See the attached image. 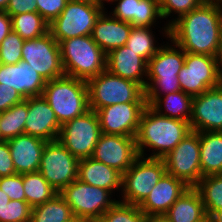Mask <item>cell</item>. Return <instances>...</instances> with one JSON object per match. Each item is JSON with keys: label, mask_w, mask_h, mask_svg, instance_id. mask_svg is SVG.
Instances as JSON below:
<instances>
[{"label": "cell", "mask_w": 222, "mask_h": 222, "mask_svg": "<svg viewBox=\"0 0 222 222\" xmlns=\"http://www.w3.org/2000/svg\"><path fill=\"white\" fill-rule=\"evenodd\" d=\"M168 38L185 53L221 58L222 8L204 1L169 27Z\"/></svg>", "instance_id": "cell-1"}, {"label": "cell", "mask_w": 222, "mask_h": 222, "mask_svg": "<svg viewBox=\"0 0 222 222\" xmlns=\"http://www.w3.org/2000/svg\"><path fill=\"white\" fill-rule=\"evenodd\" d=\"M191 131L188 121L163 116L147 105L141 115L135 137L138 154L144 157L143 148L147 146L157 150L148 158L162 159Z\"/></svg>", "instance_id": "cell-2"}, {"label": "cell", "mask_w": 222, "mask_h": 222, "mask_svg": "<svg viewBox=\"0 0 222 222\" xmlns=\"http://www.w3.org/2000/svg\"><path fill=\"white\" fill-rule=\"evenodd\" d=\"M42 97L54 111L60 125L90 110L87 81L68 75L46 81Z\"/></svg>", "instance_id": "cell-3"}, {"label": "cell", "mask_w": 222, "mask_h": 222, "mask_svg": "<svg viewBox=\"0 0 222 222\" xmlns=\"http://www.w3.org/2000/svg\"><path fill=\"white\" fill-rule=\"evenodd\" d=\"M173 47L161 46L157 53L148 61L145 98L147 105H152L165 94L180 91L178 73L184 65L186 53L173 43ZM175 48H179L175 49Z\"/></svg>", "instance_id": "cell-4"}, {"label": "cell", "mask_w": 222, "mask_h": 222, "mask_svg": "<svg viewBox=\"0 0 222 222\" xmlns=\"http://www.w3.org/2000/svg\"><path fill=\"white\" fill-rule=\"evenodd\" d=\"M59 45L65 75L88 81L106 70V53L91 35L69 38Z\"/></svg>", "instance_id": "cell-5"}, {"label": "cell", "mask_w": 222, "mask_h": 222, "mask_svg": "<svg viewBox=\"0 0 222 222\" xmlns=\"http://www.w3.org/2000/svg\"><path fill=\"white\" fill-rule=\"evenodd\" d=\"M89 108H100L123 103H147L145 90L133 81L115 76L107 70L87 81Z\"/></svg>", "instance_id": "cell-6"}, {"label": "cell", "mask_w": 222, "mask_h": 222, "mask_svg": "<svg viewBox=\"0 0 222 222\" xmlns=\"http://www.w3.org/2000/svg\"><path fill=\"white\" fill-rule=\"evenodd\" d=\"M165 172L163 159L139 156L122 175L120 202L140 206Z\"/></svg>", "instance_id": "cell-7"}, {"label": "cell", "mask_w": 222, "mask_h": 222, "mask_svg": "<svg viewBox=\"0 0 222 222\" xmlns=\"http://www.w3.org/2000/svg\"><path fill=\"white\" fill-rule=\"evenodd\" d=\"M180 89L192 97L222 84L221 58L186 53L178 73Z\"/></svg>", "instance_id": "cell-8"}, {"label": "cell", "mask_w": 222, "mask_h": 222, "mask_svg": "<svg viewBox=\"0 0 222 222\" xmlns=\"http://www.w3.org/2000/svg\"><path fill=\"white\" fill-rule=\"evenodd\" d=\"M103 8L89 2L69 0L60 15L49 24V31L58 43L69 38L92 35L96 19Z\"/></svg>", "instance_id": "cell-9"}, {"label": "cell", "mask_w": 222, "mask_h": 222, "mask_svg": "<svg viewBox=\"0 0 222 222\" xmlns=\"http://www.w3.org/2000/svg\"><path fill=\"white\" fill-rule=\"evenodd\" d=\"M101 134L98 116L90 109L61 125L58 140L80 160L92 156Z\"/></svg>", "instance_id": "cell-10"}, {"label": "cell", "mask_w": 222, "mask_h": 222, "mask_svg": "<svg viewBox=\"0 0 222 222\" xmlns=\"http://www.w3.org/2000/svg\"><path fill=\"white\" fill-rule=\"evenodd\" d=\"M71 207L74 216L87 220L101 219L117 201L110 199L111 192L97 186L74 180L59 193Z\"/></svg>", "instance_id": "cell-11"}, {"label": "cell", "mask_w": 222, "mask_h": 222, "mask_svg": "<svg viewBox=\"0 0 222 222\" xmlns=\"http://www.w3.org/2000/svg\"><path fill=\"white\" fill-rule=\"evenodd\" d=\"M78 163L79 159L57 139L46 142L38 171L60 193L78 179Z\"/></svg>", "instance_id": "cell-12"}, {"label": "cell", "mask_w": 222, "mask_h": 222, "mask_svg": "<svg viewBox=\"0 0 222 222\" xmlns=\"http://www.w3.org/2000/svg\"><path fill=\"white\" fill-rule=\"evenodd\" d=\"M166 172L195 187L202 178L200 166V132L191 131L162 158Z\"/></svg>", "instance_id": "cell-13"}, {"label": "cell", "mask_w": 222, "mask_h": 222, "mask_svg": "<svg viewBox=\"0 0 222 222\" xmlns=\"http://www.w3.org/2000/svg\"><path fill=\"white\" fill-rule=\"evenodd\" d=\"M22 61L27 62L45 81L65 75L60 45L50 31L38 38L24 41Z\"/></svg>", "instance_id": "cell-14"}, {"label": "cell", "mask_w": 222, "mask_h": 222, "mask_svg": "<svg viewBox=\"0 0 222 222\" xmlns=\"http://www.w3.org/2000/svg\"><path fill=\"white\" fill-rule=\"evenodd\" d=\"M91 157L123 175L139 157L135 137L102 133Z\"/></svg>", "instance_id": "cell-15"}, {"label": "cell", "mask_w": 222, "mask_h": 222, "mask_svg": "<svg viewBox=\"0 0 222 222\" xmlns=\"http://www.w3.org/2000/svg\"><path fill=\"white\" fill-rule=\"evenodd\" d=\"M147 103L115 104L96 110L101 132L136 137L141 115Z\"/></svg>", "instance_id": "cell-16"}, {"label": "cell", "mask_w": 222, "mask_h": 222, "mask_svg": "<svg viewBox=\"0 0 222 222\" xmlns=\"http://www.w3.org/2000/svg\"><path fill=\"white\" fill-rule=\"evenodd\" d=\"M189 123L194 132L222 131V84L193 97Z\"/></svg>", "instance_id": "cell-17"}, {"label": "cell", "mask_w": 222, "mask_h": 222, "mask_svg": "<svg viewBox=\"0 0 222 222\" xmlns=\"http://www.w3.org/2000/svg\"><path fill=\"white\" fill-rule=\"evenodd\" d=\"M25 100L28 102L25 134L45 141L57 140L61 125L48 102L42 96L29 97Z\"/></svg>", "instance_id": "cell-18"}, {"label": "cell", "mask_w": 222, "mask_h": 222, "mask_svg": "<svg viewBox=\"0 0 222 222\" xmlns=\"http://www.w3.org/2000/svg\"><path fill=\"white\" fill-rule=\"evenodd\" d=\"M188 188L182 180L165 172L139 208L146 216L165 215Z\"/></svg>", "instance_id": "cell-19"}, {"label": "cell", "mask_w": 222, "mask_h": 222, "mask_svg": "<svg viewBox=\"0 0 222 222\" xmlns=\"http://www.w3.org/2000/svg\"><path fill=\"white\" fill-rule=\"evenodd\" d=\"M0 84L14 88L24 99L42 96L46 81L25 61L0 64Z\"/></svg>", "instance_id": "cell-20"}, {"label": "cell", "mask_w": 222, "mask_h": 222, "mask_svg": "<svg viewBox=\"0 0 222 222\" xmlns=\"http://www.w3.org/2000/svg\"><path fill=\"white\" fill-rule=\"evenodd\" d=\"M106 70L115 75L138 83L144 90L147 77L148 63L136 52L125 45L106 54Z\"/></svg>", "instance_id": "cell-21"}, {"label": "cell", "mask_w": 222, "mask_h": 222, "mask_svg": "<svg viewBox=\"0 0 222 222\" xmlns=\"http://www.w3.org/2000/svg\"><path fill=\"white\" fill-rule=\"evenodd\" d=\"M13 164L18 174L37 172L46 145L45 140L21 134L7 140Z\"/></svg>", "instance_id": "cell-22"}, {"label": "cell", "mask_w": 222, "mask_h": 222, "mask_svg": "<svg viewBox=\"0 0 222 222\" xmlns=\"http://www.w3.org/2000/svg\"><path fill=\"white\" fill-rule=\"evenodd\" d=\"M132 27L128 22L106 16L103 11L96 19L91 36L94 42L108 54L126 44Z\"/></svg>", "instance_id": "cell-23"}, {"label": "cell", "mask_w": 222, "mask_h": 222, "mask_svg": "<svg viewBox=\"0 0 222 222\" xmlns=\"http://www.w3.org/2000/svg\"><path fill=\"white\" fill-rule=\"evenodd\" d=\"M118 2L112 17L132 26L151 27L157 17L162 18L159 0H111Z\"/></svg>", "instance_id": "cell-24"}, {"label": "cell", "mask_w": 222, "mask_h": 222, "mask_svg": "<svg viewBox=\"0 0 222 222\" xmlns=\"http://www.w3.org/2000/svg\"><path fill=\"white\" fill-rule=\"evenodd\" d=\"M78 179L86 184L109 190L111 193L113 189L122 187V174L92 157L79 160Z\"/></svg>", "instance_id": "cell-25"}, {"label": "cell", "mask_w": 222, "mask_h": 222, "mask_svg": "<svg viewBox=\"0 0 222 222\" xmlns=\"http://www.w3.org/2000/svg\"><path fill=\"white\" fill-rule=\"evenodd\" d=\"M170 222H200L207 215L199 191L189 187L165 214Z\"/></svg>", "instance_id": "cell-26"}, {"label": "cell", "mask_w": 222, "mask_h": 222, "mask_svg": "<svg viewBox=\"0 0 222 222\" xmlns=\"http://www.w3.org/2000/svg\"><path fill=\"white\" fill-rule=\"evenodd\" d=\"M200 166L202 177L222 174V131L200 132Z\"/></svg>", "instance_id": "cell-27"}, {"label": "cell", "mask_w": 222, "mask_h": 222, "mask_svg": "<svg viewBox=\"0 0 222 222\" xmlns=\"http://www.w3.org/2000/svg\"><path fill=\"white\" fill-rule=\"evenodd\" d=\"M192 99L191 95L180 90L165 94L164 99L161 97L158 98L151 107L163 116L190 122L192 116ZM162 104L166 108V113L161 111L163 108Z\"/></svg>", "instance_id": "cell-28"}, {"label": "cell", "mask_w": 222, "mask_h": 222, "mask_svg": "<svg viewBox=\"0 0 222 222\" xmlns=\"http://www.w3.org/2000/svg\"><path fill=\"white\" fill-rule=\"evenodd\" d=\"M28 115V102L24 99L0 113V137L8 140L25 134V122Z\"/></svg>", "instance_id": "cell-29"}, {"label": "cell", "mask_w": 222, "mask_h": 222, "mask_svg": "<svg viewBox=\"0 0 222 222\" xmlns=\"http://www.w3.org/2000/svg\"><path fill=\"white\" fill-rule=\"evenodd\" d=\"M23 187L26 201L32 208L51 200L58 194L39 171L24 173Z\"/></svg>", "instance_id": "cell-30"}, {"label": "cell", "mask_w": 222, "mask_h": 222, "mask_svg": "<svg viewBox=\"0 0 222 222\" xmlns=\"http://www.w3.org/2000/svg\"><path fill=\"white\" fill-rule=\"evenodd\" d=\"M73 216L71 207L58 193L51 200L32 208L31 222H65Z\"/></svg>", "instance_id": "cell-31"}, {"label": "cell", "mask_w": 222, "mask_h": 222, "mask_svg": "<svg viewBox=\"0 0 222 222\" xmlns=\"http://www.w3.org/2000/svg\"><path fill=\"white\" fill-rule=\"evenodd\" d=\"M11 20L12 31L24 40L38 38L49 32V23L38 12L13 15Z\"/></svg>", "instance_id": "cell-32"}, {"label": "cell", "mask_w": 222, "mask_h": 222, "mask_svg": "<svg viewBox=\"0 0 222 222\" xmlns=\"http://www.w3.org/2000/svg\"><path fill=\"white\" fill-rule=\"evenodd\" d=\"M195 188L201 195L207 216L222 209V174L202 177Z\"/></svg>", "instance_id": "cell-33"}, {"label": "cell", "mask_w": 222, "mask_h": 222, "mask_svg": "<svg viewBox=\"0 0 222 222\" xmlns=\"http://www.w3.org/2000/svg\"><path fill=\"white\" fill-rule=\"evenodd\" d=\"M150 29V27L133 26L125 44L126 47L136 52V55L142 57L147 63L160 48L154 45V34L152 35Z\"/></svg>", "instance_id": "cell-34"}, {"label": "cell", "mask_w": 222, "mask_h": 222, "mask_svg": "<svg viewBox=\"0 0 222 222\" xmlns=\"http://www.w3.org/2000/svg\"><path fill=\"white\" fill-rule=\"evenodd\" d=\"M146 215L139 206L117 202L101 217L104 222H145Z\"/></svg>", "instance_id": "cell-35"}, {"label": "cell", "mask_w": 222, "mask_h": 222, "mask_svg": "<svg viewBox=\"0 0 222 222\" xmlns=\"http://www.w3.org/2000/svg\"><path fill=\"white\" fill-rule=\"evenodd\" d=\"M206 0H159L162 18H167L174 11L178 17L172 19L164 28L166 36H169V27L180 17L199 7Z\"/></svg>", "instance_id": "cell-36"}, {"label": "cell", "mask_w": 222, "mask_h": 222, "mask_svg": "<svg viewBox=\"0 0 222 222\" xmlns=\"http://www.w3.org/2000/svg\"><path fill=\"white\" fill-rule=\"evenodd\" d=\"M16 32L11 31L0 44V64H17L22 60L24 43Z\"/></svg>", "instance_id": "cell-37"}, {"label": "cell", "mask_w": 222, "mask_h": 222, "mask_svg": "<svg viewBox=\"0 0 222 222\" xmlns=\"http://www.w3.org/2000/svg\"><path fill=\"white\" fill-rule=\"evenodd\" d=\"M31 211L27 201L10 200L0 209V222H31Z\"/></svg>", "instance_id": "cell-38"}, {"label": "cell", "mask_w": 222, "mask_h": 222, "mask_svg": "<svg viewBox=\"0 0 222 222\" xmlns=\"http://www.w3.org/2000/svg\"><path fill=\"white\" fill-rule=\"evenodd\" d=\"M0 189L8 195L10 200L26 201L23 187V174L0 177Z\"/></svg>", "instance_id": "cell-39"}, {"label": "cell", "mask_w": 222, "mask_h": 222, "mask_svg": "<svg viewBox=\"0 0 222 222\" xmlns=\"http://www.w3.org/2000/svg\"><path fill=\"white\" fill-rule=\"evenodd\" d=\"M69 0H36L37 12L50 24L66 7Z\"/></svg>", "instance_id": "cell-40"}, {"label": "cell", "mask_w": 222, "mask_h": 222, "mask_svg": "<svg viewBox=\"0 0 222 222\" xmlns=\"http://www.w3.org/2000/svg\"><path fill=\"white\" fill-rule=\"evenodd\" d=\"M23 100L24 98L14 88L0 84V113Z\"/></svg>", "instance_id": "cell-41"}, {"label": "cell", "mask_w": 222, "mask_h": 222, "mask_svg": "<svg viewBox=\"0 0 222 222\" xmlns=\"http://www.w3.org/2000/svg\"><path fill=\"white\" fill-rule=\"evenodd\" d=\"M16 174V170L11 158L9 145L6 140L0 141V177Z\"/></svg>", "instance_id": "cell-42"}, {"label": "cell", "mask_w": 222, "mask_h": 222, "mask_svg": "<svg viewBox=\"0 0 222 222\" xmlns=\"http://www.w3.org/2000/svg\"><path fill=\"white\" fill-rule=\"evenodd\" d=\"M5 12L13 15L29 12H37L36 0H9Z\"/></svg>", "instance_id": "cell-43"}, {"label": "cell", "mask_w": 222, "mask_h": 222, "mask_svg": "<svg viewBox=\"0 0 222 222\" xmlns=\"http://www.w3.org/2000/svg\"><path fill=\"white\" fill-rule=\"evenodd\" d=\"M11 31V17L5 11L0 10V44Z\"/></svg>", "instance_id": "cell-44"}, {"label": "cell", "mask_w": 222, "mask_h": 222, "mask_svg": "<svg viewBox=\"0 0 222 222\" xmlns=\"http://www.w3.org/2000/svg\"><path fill=\"white\" fill-rule=\"evenodd\" d=\"M145 222H170L165 215L147 216Z\"/></svg>", "instance_id": "cell-45"}, {"label": "cell", "mask_w": 222, "mask_h": 222, "mask_svg": "<svg viewBox=\"0 0 222 222\" xmlns=\"http://www.w3.org/2000/svg\"><path fill=\"white\" fill-rule=\"evenodd\" d=\"M10 198L0 189V209L9 203Z\"/></svg>", "instance_id": "cell-46"}, {"label": "cell", "mask_w": 222, "mask_h": 222, "mask_svg": "<svg viewBox=\"0 0 222 222\" xmlns=\"http://www.w3.org/2000/svg\"><path fill=\"white\" fill-rule=\"evenodd\" d=\"M213 222H222V209L210 215Z\"/></svg>", "instance_id": "cell-47"}, {"label": "cell", "mask_w": 222, "mask_h": 222, "mask_svg": "<svg viewBox=\"0 0 222 222\" xmlns=\"http://www.w3.org/2000/svg\"><path fill=\"white\" fill-rule=\"evenodd\" d=\"M65 222H88V220L84 219V218H81V217L73 216Z\"/></svg>", "instance_id": "cell-48"}, {"label": "cell", "mask_w": 222, "mask_h": 222, "mask_svg": "<svg viewBox=\"0 0 222 222\" xmlns=\"http://www.w3.org/2000/svg\"><path fill=\"white\" fill-rule=\"evenodd\" d=\"M75 1H84V2H89V3H93L96 4L98 6H103L104 3L102 1L104 0H75Z\"/></svg>", "instance_id": "cell-49"}, {"label": "cell", "mask_w": 222, "mask_h": 222, "mask_svg": "<svg viewBox=\"0 0 222 222\" xmlns=\"http://www.w3.org/2000/svg\"><path fill=\"white\" fill-rule=\"evenodd\" d=\"M9 3V0H0V10L5 11Z\"/></svg>", "instance_id": "cell-50"}, {"label": "cell", "mask_w": 222, "mask_h": 222, "mask_svg": "<svg viewBox=\"0 0 222 222\" xmlns=\"http://www.w3.org/2000/svg\"><path fill=\"white\" fill-rule=\"evenodd\" d=\"M209 1L217 4L220 8H222V0H209Z\"/></svg>", "instance_id": "cell-51"}, {"label": "cell", "mask_w": 222, "mask_h": 222, "mask_svg": "<svg viewBox=\"0 0 222 222\" xmlns=\"http://www.w3.org/2000/svg\"><path fill=\"white\" fill-rule=\"evenodd\" d=\"M200 222H213L210 216H206L204 219H202Z\"/></svg>", "instance_id": "cell-52"}, {"label": "cell", "mask_w": 222, "mask_h": 222, "mask_svg": "<svg viewBox=\"0 0 222 222\" xmlns=\"http://www.w3.org/2000/svg\"><path fill=\"white\" fill-rule=\"evenodd\" d=\"M88 222H104L102 219H90Z\"/></svg>", "instance_id": "cell-53"}]
</instances>
